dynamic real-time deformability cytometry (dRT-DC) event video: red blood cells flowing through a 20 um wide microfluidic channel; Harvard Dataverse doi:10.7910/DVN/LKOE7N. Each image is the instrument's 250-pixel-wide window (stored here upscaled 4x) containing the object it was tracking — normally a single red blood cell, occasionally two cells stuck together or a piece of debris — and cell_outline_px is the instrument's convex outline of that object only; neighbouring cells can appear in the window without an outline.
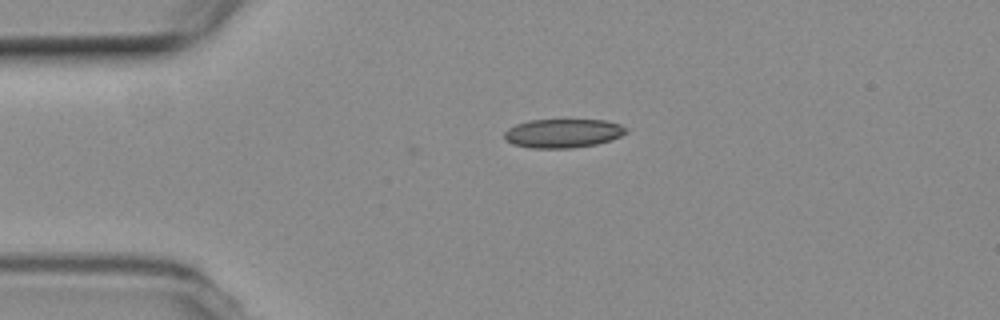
{"species": "common noctule bat (a hibernating species)", "species_latin": "Nyctalus noctula", "temperature_condition": "room temperature", "stored_images_in_passage": 9, "camera_frame_rate_fps": 3000, "um_per_image_px": 0.085, "animal": {"sex": "female", "body_mass_g": 19.3, "forearm_length_mm": 54.1}, "frame": {"image": 1, "passage_image": 1, "time_ms": 0.0, "image_size_px": [1000, 320], "cell_outline_px": [[628, 132], [612, 140], [596, 144], [572, 148], [528, 148], [512, 144], [504, 140], [504, 132], [508, 128], [516, 124], [528, 120], [608, 120], [620, 124], [628, 128]], "centroid_in_image_um": [47.85, 11.33], "position_along_channel_um": 37.2, "area_um2": 20.75}}
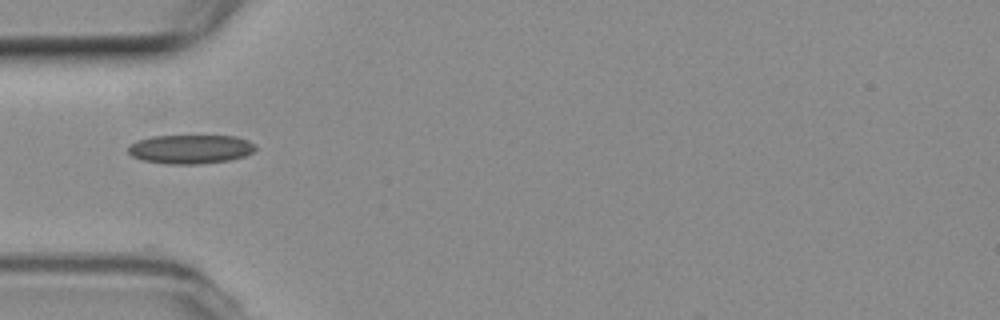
{"frame": {"image": 2, "passage_image": 6, "time_ms": 1.667, "image_size_px": [1000, 320], "cell_outline_px": [[256, 148], [252, 152], [244, 156], [228, 160], [196, 164], [168, 164], [144, 160], [132, 156], [128, 152], [128, 144], [136, 140], [152, 136], [236, 136], [248, 140]], "centroid_in_image_um": [16.14, 12.67], "position_along_channel_um": 68.9, "area_um2": 21.39}}